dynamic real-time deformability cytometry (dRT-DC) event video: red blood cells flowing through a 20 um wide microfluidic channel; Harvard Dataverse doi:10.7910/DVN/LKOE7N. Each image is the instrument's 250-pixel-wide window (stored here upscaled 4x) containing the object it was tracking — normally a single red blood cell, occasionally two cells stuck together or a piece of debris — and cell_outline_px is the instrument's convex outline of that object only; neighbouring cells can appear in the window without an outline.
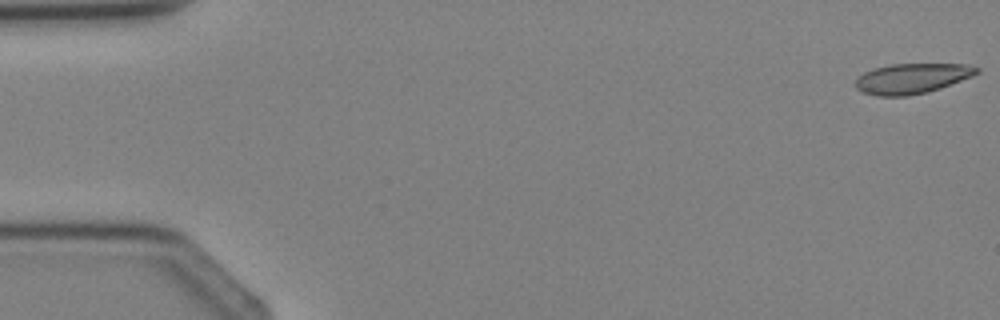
{"species": "Egyptian fruit bat (a non-hibernating species)", "species_latin": "Rousettus aegyptiacus", "temperature_condition": "cold", "stored_images_in_passage": 4, "segment_of_instrument_passage": [1, 2], "camera_frame_rate_fps": 3000, "um_per_image_px": 0.085, "animal": {"sex": "female"}, "frame": {"image": 1, "passage_image": 1, "time_ms": 0.0, "image_size_px": [1000, 320], "cell_outline_px": [[980, 72], [972, 76], [940, 88], [928, 92], [908, 96], [880, 96], [864, 92], [856, 88], [856, 80], [864, 72], [872, 68], [892, 64], [968, 64], [980, 68]], "centroid_in_image_um": [77.54, 6.66], "position_along_channel_um": 7.5, "area_um2": 21.27}}
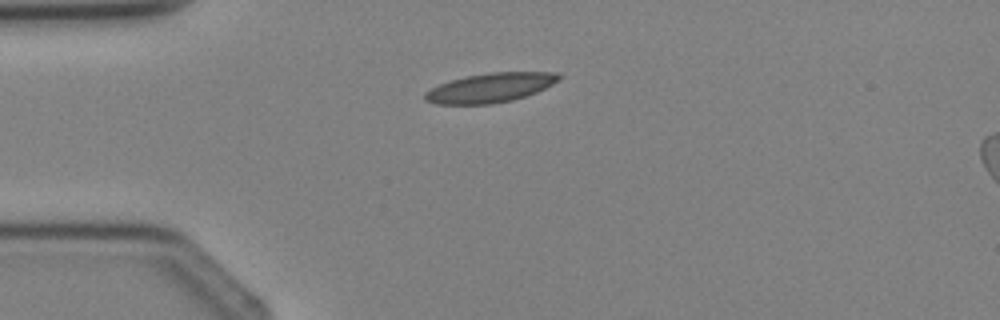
{"frame": {"image": 2, "passage_image": 3, "time_ms": 3.333, "image_size_px": [1000, 320], "cell_outline_px": [[560, 76], [552, 84], [536, 92], [512, 100], [492, 104], [436, 104], [424, 100], [424, 92], [440, 84], [452, 80], [468, 76], [492, 72], [560, 72]], "centroid_in_image_um": [41.65, 7.46], "position_along_channel_um": 43.4, "area_um2": 22.6}}